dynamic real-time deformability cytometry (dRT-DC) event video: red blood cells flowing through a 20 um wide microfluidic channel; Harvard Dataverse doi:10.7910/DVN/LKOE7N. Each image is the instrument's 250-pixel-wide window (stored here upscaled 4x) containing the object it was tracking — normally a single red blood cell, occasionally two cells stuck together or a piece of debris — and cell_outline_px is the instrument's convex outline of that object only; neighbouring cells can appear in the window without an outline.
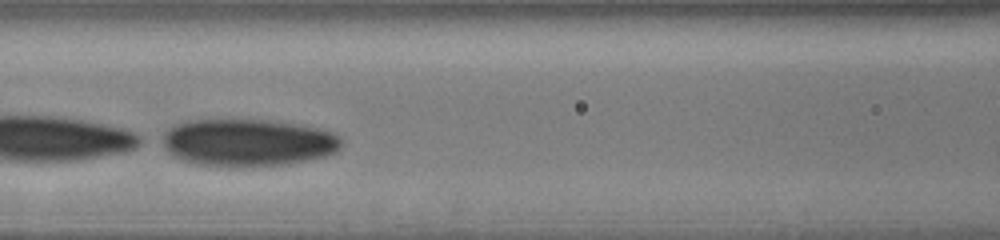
{"species": "human", "species_latin": "Homo sapiens", "temperature_condition": "cold", "stored_images_in_passage": 27, "camera_frame_rate_fps": 3000, "um_per_image_px": 0.085, "donor": {"sex": "male"}, "frame": {"image": 1, "passage_image": 10, "time_ms": 3.0, "image_size_px": [1000, 240], "cell_outline_px": [[344, 140], [340, 148], [336, 152], [324, 156], [308, 160], [288, 164], [244, 168], [232, 168], [196, 164], [180, 160], [172, 156], [164, 148], [164, 132], [168, 128], [184, 120], [268, 120], [300, 124], [332, 132], [340, 136]], "centroid_in_image_um": [21.06, 12.14], "position_along_channel_um": 145.5, "area_um2": 50.23}}
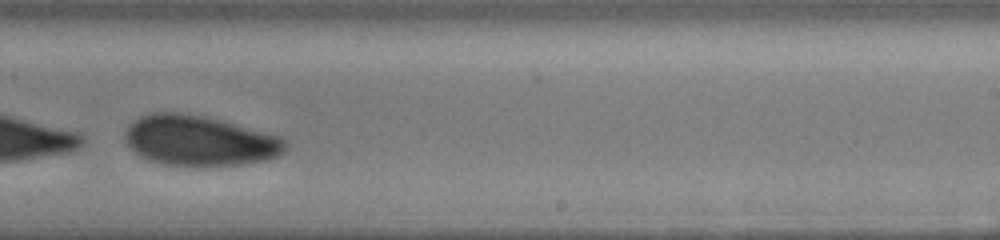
{"frame": {"image": 2, "passage_image": 18, "time_ms": 5.667, "image_size_px": [1000, 240], "cell_outline_px": [[288, 148], [280, 156], [268, 160], [244, 164], [208, 168], [192, 168], [164, 164], [148, 160], [140, 156], [128, 148], [124, 140], [124, 132], [128, 124], [140, 116], [152, 112], [184, 112], [204, 116], [220, 120], [280, 136], [288, 140]], "centroid_in_image_um": [16.95, 11.99], "position_along_channel_um": 272.0, "area_um2": 48.49}}
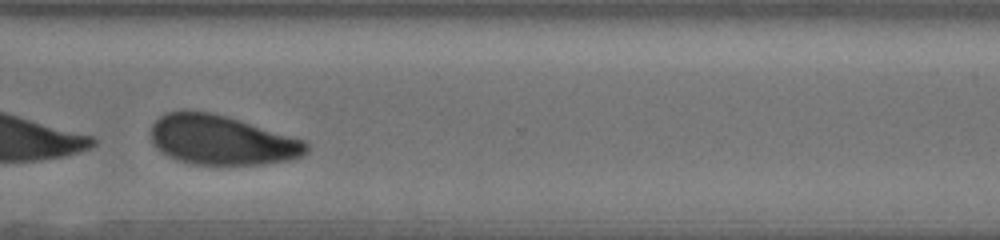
{"frame": {"image": 3, "passage_image": 23, "time_ms": 7.333, "image_size_px": [1000, 240], "cell_outline_px": [[308, 152], [304, 156], [292, 160], [264, 164], [192, 164], [176, 160], [160, 152], [152, 144], [152, 124], [164, 112], [184, 108], [212, 112], [240, 120], [304, 140], [308, 144]], "centroid_in_image_um": [18.81, 11.89], "position_along_channel_um": 351.8, "area_um2": 45.49}}